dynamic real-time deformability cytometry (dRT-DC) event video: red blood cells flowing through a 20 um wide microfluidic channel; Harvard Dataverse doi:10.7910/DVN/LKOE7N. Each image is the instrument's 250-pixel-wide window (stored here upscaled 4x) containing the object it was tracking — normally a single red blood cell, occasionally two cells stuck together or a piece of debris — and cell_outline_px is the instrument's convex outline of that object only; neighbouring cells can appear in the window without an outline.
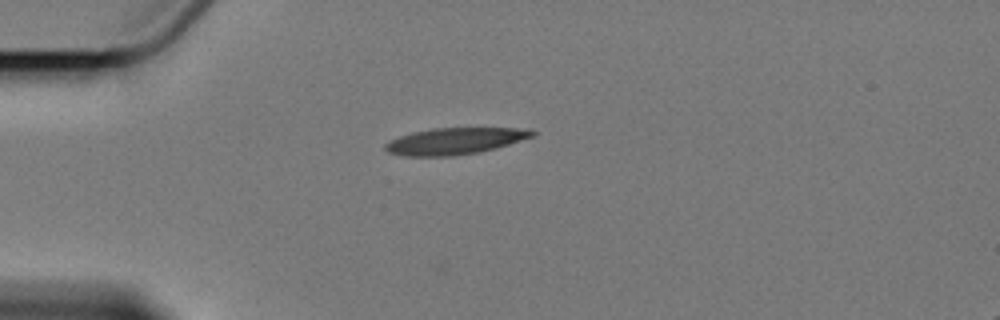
{"species": "Egyptian fruit bat (a non-hibernating species)", "species_latin": "Rousettus aegyptiacus", "temperature_condition": "cold", "stored_images_in_passage": 5, "camera_frame_rate_fps": 3000, "um_per_image_px": 0.085, "animal": {"sex": "female"}, "frame": {"image": 1, "passage_image": 5, "time_ms": 6.333, "image_size_px": [1000, 320], "cell_outline_px": [[536, 136], [496, 148], [476, 152], [452, 156], [404, 156], [388, 152], [384, 148], [384, 144], [400, 136], [412, 132], [432, 128], [516, 128], [536, 132]], "centroid_in_image_um": [38.65, 11.99], "position_along_channel_um": 46.4, "area_um2": 22.6}}